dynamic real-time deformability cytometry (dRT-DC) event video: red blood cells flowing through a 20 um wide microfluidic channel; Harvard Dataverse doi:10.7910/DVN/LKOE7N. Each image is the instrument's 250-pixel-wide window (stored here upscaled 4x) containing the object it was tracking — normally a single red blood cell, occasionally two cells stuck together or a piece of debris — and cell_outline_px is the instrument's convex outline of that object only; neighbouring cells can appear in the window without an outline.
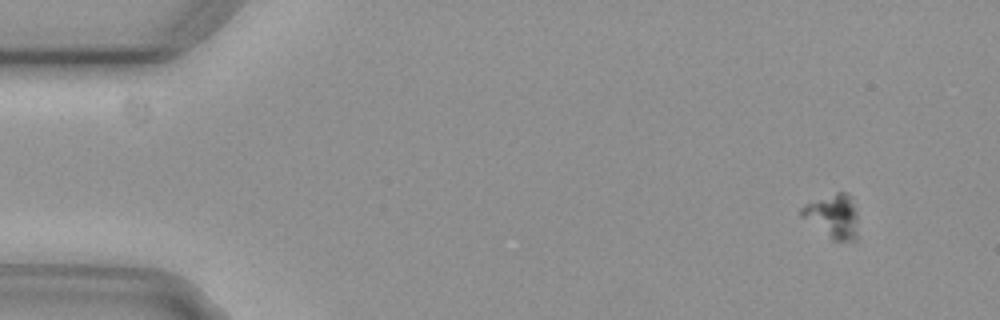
{"species": "common noctule bat (a hibernating species)", "species_latin": "Nyctalus noctula", "temperature_condition": "cold", "stored_images_in_passage": 5, "camera_frame_rate_fps": 3000, "um_per_image_px": 0.085, "animal": {"sex": "female", "body_mass_g": 29.2, "forearm_length_mm": 56.3}, "frame": {"image": 1, "passage_image": 2, "time_ms": 0.333, "image_size_px": [1000, 320], "cell_outline_px": [[856, 240], [832, 240], [800, 216], [800, 208], [804, 204], [836, 192], [848, 192], [852, 196], [856, 212]], "centroid_in_image_um": [70.77, 18.35], "position_along_channel_um": 14.2, "area_um2": 14.45}}